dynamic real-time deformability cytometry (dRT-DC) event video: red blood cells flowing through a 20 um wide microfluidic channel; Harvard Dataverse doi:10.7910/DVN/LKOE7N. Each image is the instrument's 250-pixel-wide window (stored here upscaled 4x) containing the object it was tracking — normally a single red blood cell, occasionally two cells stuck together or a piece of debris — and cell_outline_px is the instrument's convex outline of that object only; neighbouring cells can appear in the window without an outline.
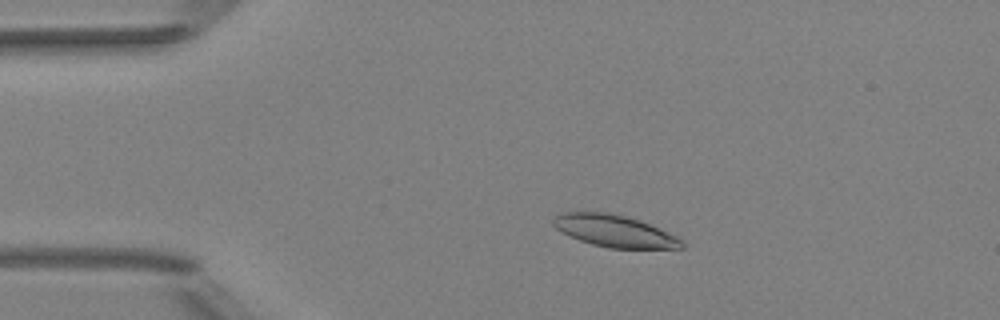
{"species": "Egyptian fruit bat (a non-hibernating species)", "species_latin": "Rousettus aegyptiacus", "temperature_condition": "room temperature", "stored_images_in_passage": 51, "camera_frame_rate_fps": 3000, "um_per_image_px": 0.085, "animal": {"sex": "female"}, "frame": {"image": 1, "passage_image": 10, "time_ms": 3.0, "image_size_px": [1000, 320], "cell_outline_px": [[684, 248], [608, 248], [592, 244], [568, 236], [556, 228], [552, 224], [552, 220], [560, 212], [608, 212], [640, 220], [676, 236], [684, 240]], "centroid_in_image_um": [52.21, 19.63], "position_along_channel_um": 32.8, "area_um2": 23.87}}
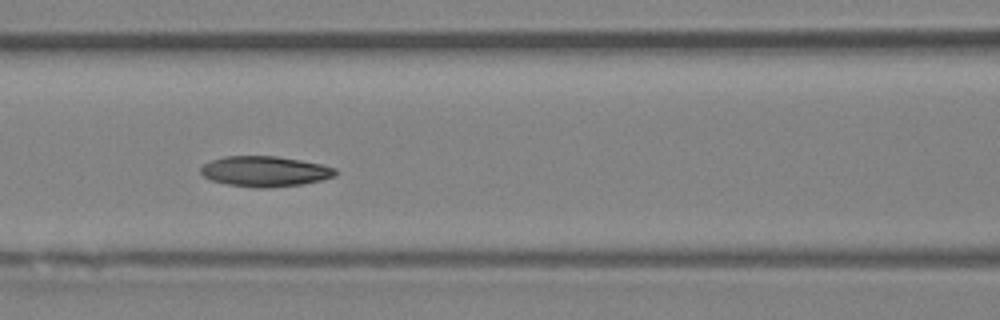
{"frame": {"image": 2, "passage_image": 22, "time_ms": 7.0, "image_size_px": [1000, 320], "cell_outline_px": [[336, 176], [320, 180], [300, 184], [268, 188], [256, 188], [228, 184], [212, 180], [204, 176], [200, 172], [200, 168], [204, 164], [212, 160], [224, 156], [276, 156], [300, 160], [320, 164], [336, 168]], "centroid_in_image_um": [22.51, 14.56], "position_along_channel_um": 144.1, "area_um2": 23.7}}
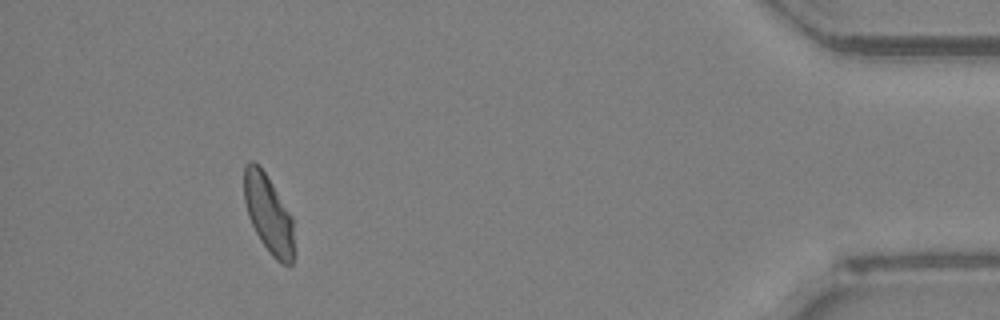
{"frame": {"image": 3, "passage_image": 47, "time_ms": 15.333, "image_size_px": [1000, 320], "cell_outline_px": [[296, 252], [292, 264], [288, 268], [276, 260], [268, 252], [260, 240], [248, 216], [244, 200], [244, 164], [248, 160], [252, 160], [264, 172], [272, 184], [292, 216]], "centroid_in_image_um": [22.86, 18.27], "position_along_channel_um": 412.3, "area_um2": 23.18}, "authors_computed_cell_mechanics": {"area_um2": 23.5824, "velocity_mm_per_s": 3.9816, "shape_relaxation_time_tau1_ms": 5.4986, "shape_relaxation_time_tau2_ms": 3.6986, "deformation_change_tau1": 0.1353, "deformation_change_tau2": 0.0847}}